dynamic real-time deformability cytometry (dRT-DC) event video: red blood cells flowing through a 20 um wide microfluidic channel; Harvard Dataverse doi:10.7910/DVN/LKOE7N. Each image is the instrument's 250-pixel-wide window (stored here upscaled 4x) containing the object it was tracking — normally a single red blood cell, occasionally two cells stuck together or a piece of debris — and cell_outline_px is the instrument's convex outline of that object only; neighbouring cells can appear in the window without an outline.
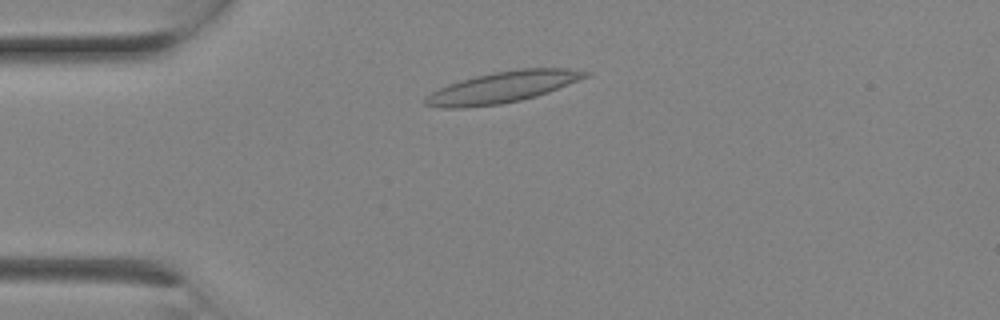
{"species": "Egyptian fruit bat (a non-hibernating species)", "species_latin": "Rousettus aegyptiacus", "temperature_condition": "room temperature", "stored_images_in_passage": 1, "camera_frame_rate_fps": 3000, "um_per_image_px": 0.085, "animal": {"sex": "female"}, "frame": {"image": 1, "passage_image": 1, "time_ms": 0.0, "image_size_px": [1000, 320], "cell_outline_px": [[592, 72], [588, 76], [580, 80], [548, 92], [536, 96], [520, 100], [500, 104], [464, 108], [436, 108], [424, 104], [424, 96], [448, 84], [460, 80], [492, 72], [520, 68], [568, 68]], "centroid_in_image_um": [42.7, 7.41], "position_along_channel_um": 42.3, "area_um2": 29.19}}